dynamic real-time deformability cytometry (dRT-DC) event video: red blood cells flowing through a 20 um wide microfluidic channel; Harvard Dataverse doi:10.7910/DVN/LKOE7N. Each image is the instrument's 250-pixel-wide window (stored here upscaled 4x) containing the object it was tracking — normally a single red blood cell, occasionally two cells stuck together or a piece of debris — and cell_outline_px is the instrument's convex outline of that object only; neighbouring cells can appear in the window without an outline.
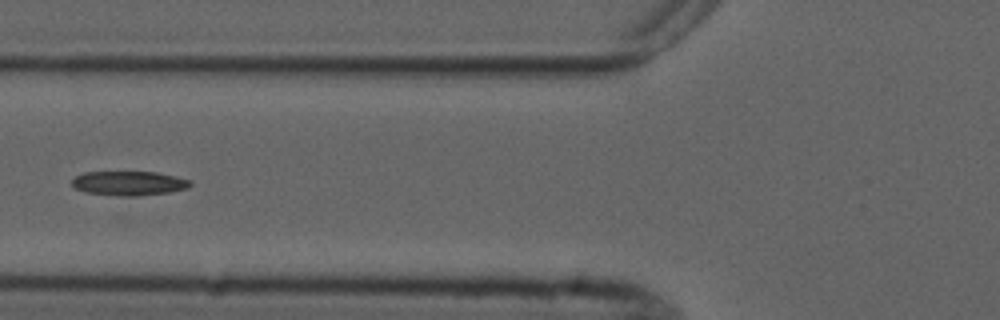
{"species": "common noctule bat (a hibernating species)", "species_latin": "Nyctalus noctula", "temperature_condition": "cold", "stored_images_in_passage": 5, "camera_frame_rate_fps": 3000, "um_per_image_px": 0.085, "animal": {"sex": "male", "forearm_length_mm": 52.5}, "frame": {"image": 1, "passage_image": 5, "time_ms": 5.667, "image_size_px": [1000, 320], "cell_outline_px": [[192, 184], [188, 188], [168, 192], [140, 196], [124, 196], [84, 192], [76, 188], [72, 184], [72, 180], [76, 176], [84, 172], [156, 172], [176, 176], [192, 180]], "centroid_in_image_um": [10.99, 15.57], "position_along_channel_um": 114.8, "area_um2": 16.76}}